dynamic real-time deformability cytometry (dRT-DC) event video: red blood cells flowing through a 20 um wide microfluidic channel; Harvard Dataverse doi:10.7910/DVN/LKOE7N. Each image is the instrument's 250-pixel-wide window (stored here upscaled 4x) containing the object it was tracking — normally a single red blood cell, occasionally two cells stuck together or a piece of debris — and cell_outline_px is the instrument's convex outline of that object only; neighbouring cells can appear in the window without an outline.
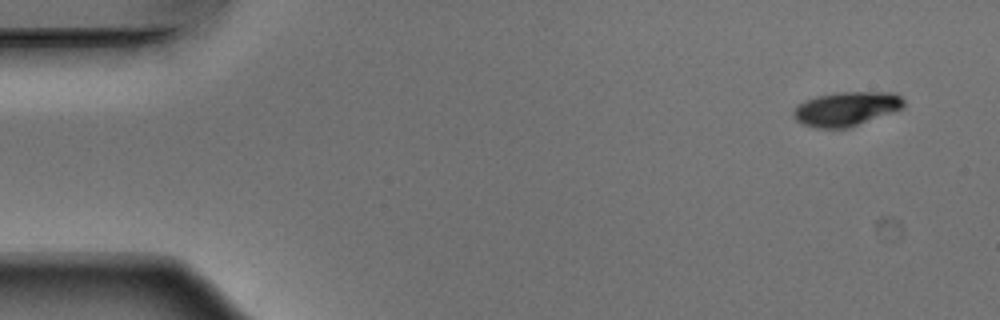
{"species": "Egyptian fruit bat (a non-hibernating species)", "species_latin": "Rousettus aegyptiacus", "temperature_condition": "warm", "stored_images_in_passage": 50, "camera_frame_rate_fps": 3000, "um_per_image_px": 0.085, "animal": {"sex": "male"}, "frame": {"image": 1, "passage_image": 1, "time_ms": 0.0, "image_size_px": [1000, 320], "cell_outline_px": [[904, 108], [848, 128], [816, 128], [804, 124], [796, 120], [792, 112], [792, 108], [796, 104], [804, 100], [816, 96], [840, 92], [892, 92], [900, 96], [904, 100]], "centroid_in_image_um": [71.91, 9.24], "position_along_channel_um": 13.1, "area_um2": 22.08}}
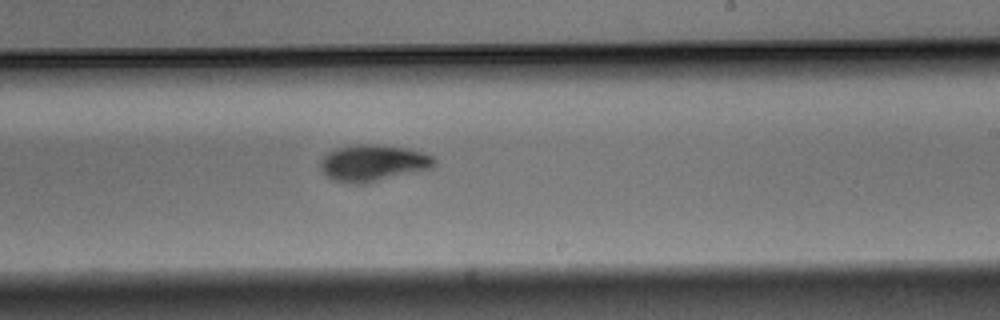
{"frame": {"image": 2, "passage_image": 29, "time_ms": 9.333, "image_size_px": [1000, 320], "cell_outline_px": [[436, 164], [432, 168], [364, 184], [356, 184], [336, 180], [328, 176], [320, 168], [320, 160], [328, 152], [336, 148], [356, 144], [376, 144], [408, 148], [432, 156], [436, 160]], "centroid_in_image_um": [31.72, 13.84], "position_along_channel_um": 257.3, "area_um2": 24.16}}
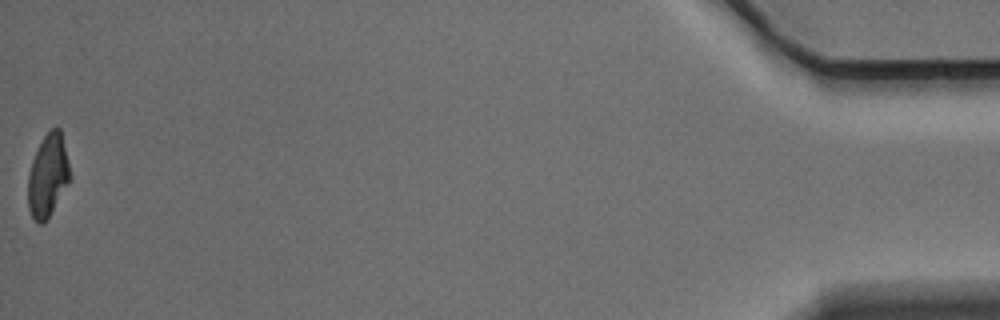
{"frame": {"image": 3, "passage_image": 50, "time_ms": 16.333, "image_size_px": [1000, 320], "cell_outline_px": [[72, 180], [44, 224], [40, 224], [32, 216], [28, 208], [28, 176], [32, 160], [44, 136], [52, 128], [60, 128], [72, 176]], "centroid_in_image_um": [4.1, 14.96], "position_along_channel_um": 431.1, "area_um2": 20.29}, "authors_computed_cell_mechanics": {"area_um2": 23.0911, "velocity_mm_per_s": 3.8722, "shape_relaxation_time_tau1_ms": 2.4597, "shape_relaxation_time_tau2_ms": 9.5569, "deformation_change_tau1": 0.1223, "deformation_change_tau2": 0.1166}}